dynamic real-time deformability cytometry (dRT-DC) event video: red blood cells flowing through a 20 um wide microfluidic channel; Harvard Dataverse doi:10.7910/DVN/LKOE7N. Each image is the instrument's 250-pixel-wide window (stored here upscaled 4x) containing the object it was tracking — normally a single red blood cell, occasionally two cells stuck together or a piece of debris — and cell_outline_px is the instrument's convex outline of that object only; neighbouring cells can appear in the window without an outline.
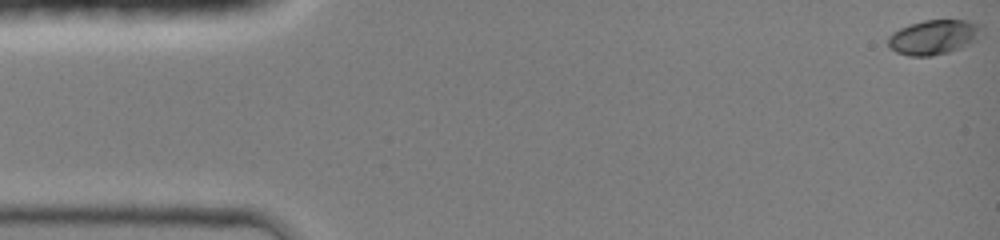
{"species": "common noctule bat (a hibernating species)", "species_latin": "Nyctalus noctula", "temperature_condition": "room temperature", "stored_images_in_passage": 8, "camera_frame_rate_fps": 3000, "um_per_image_px": 0.085, "animal": {"sex": "female", "body_mass_g": 19.0, "forearm_length_mm": 51.5}, "frame": {"image": 1, "passage_image": 1, "time_ms": 0.0, "image_size_px": [1000, 240], "cell_outline_px": [[984, 36], [960, 48], [948, 52], [932, 56], [908, 56], [896, 52], [888, 44], [888, 36], [892, 32], [908, 24], [924, 20], [968, 20], [980, 24], [984, 28]], "centroid_in_image_um": [79.42, 3.14], "position_along_channel_um": 5.6, "area_um2": 19.25}}